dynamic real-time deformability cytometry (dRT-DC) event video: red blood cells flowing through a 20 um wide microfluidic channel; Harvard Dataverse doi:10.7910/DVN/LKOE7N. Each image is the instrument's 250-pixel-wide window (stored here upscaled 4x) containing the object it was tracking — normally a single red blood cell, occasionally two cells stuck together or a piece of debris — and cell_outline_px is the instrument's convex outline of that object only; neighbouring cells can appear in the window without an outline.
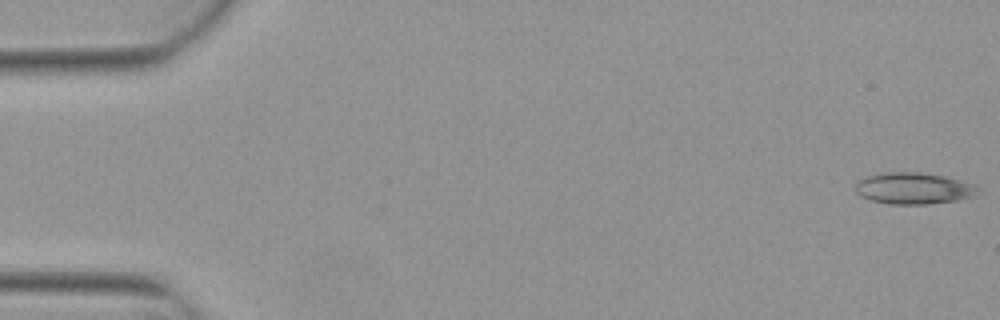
{"species": "Egyptian fruit bat (a non-hibernating species)", "species_latin": "Rousettus aegyptiacus", "temperature_condition": "warm", "stored_images_in_passage": 6, "camera_frame_rate_fps": 3000, "um_per_image_px": 0.085, "animal": {"sex": "female"}, "frame": {"image": 1, "passage_image": 1, "time_ms": 0.0, "image_size_px": [1000, 320], "cell_outline_px": [[976, 196], [956, 200], [928, 204], [888, 204], [872, 200], [860, 196], [856, 192], [856, 180], [864, 176], [880, 172], [920, 172], [944, 176], [960, 180], [972, 184]], "centroid_in_image_um": [77.55, 16.0], "position_along_channel_um": 7.4, "area_um2": 22.43}}